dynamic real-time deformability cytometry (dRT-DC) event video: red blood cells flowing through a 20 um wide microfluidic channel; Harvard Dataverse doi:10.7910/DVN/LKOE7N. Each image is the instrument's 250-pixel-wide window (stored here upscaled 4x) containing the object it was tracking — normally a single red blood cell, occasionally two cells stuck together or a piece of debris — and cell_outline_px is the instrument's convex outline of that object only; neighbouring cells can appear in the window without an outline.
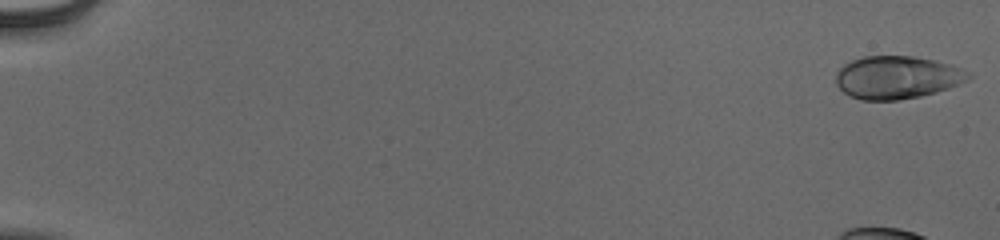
{"species": "human", "species_latin": "Homo sapiens", "temperature_condition": "cold", "stored_images_in_passage": 56, "camera_frame_rate_fps": 3000, "um_per_image_px": 0.085, "donor": {"sex": "male"}, "frame": {"image": 1, "passage_image": 1, "time_ms": 0.0, "image_size_px": [1000, 240], "cell_outline_px": [[972, 76], [968, 80], [960, 84], [936, 92], [920, 96], [900, 100], [860, 100], [848, 96], [836, 84], [836, 72], [844, 64], [852, 60], [864, 56], [916, 56], [936, 60], [952, 64], [972, 72]], "centroid_in_image_um": [76.28, 6.57], "position_along_channel_um": 8.7, "area_um2": 33.52}}
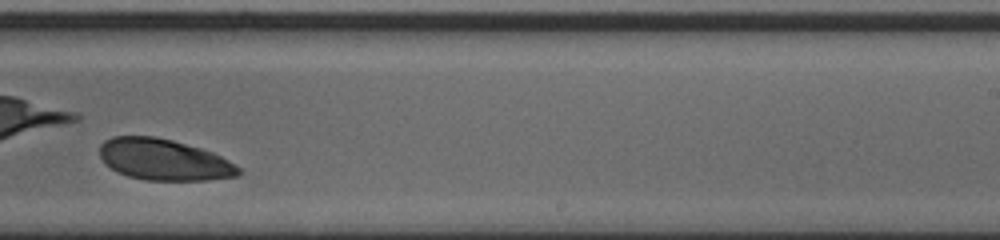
{"frame": {"image": 2, "passage_image": 39, "time_ms": 12.667, "image_size_px": [1000, 240], "cell_outline_px": [[240, 176], [208, 180], [144, 180], [128, 176], [116, 172], [104, 164], [100, 156], [100, 144], [104, 140], [112, 136], [156, 136], [172, 140], [200, 148], [212, 152], [228, 160], [240, 168]], "centroid_in_image_um": [13.9, 13.57], "position_along_channel_um": 275.1, "area_um2": 33.58}}
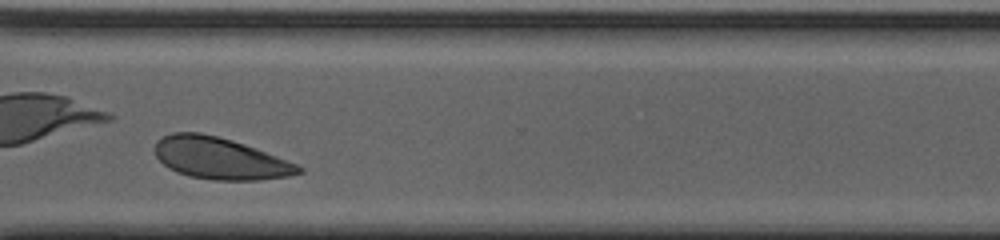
{"frame": {"image": 3, "passage_image": 45, "time_ms": 14.667, "image_size_px": [1000, 240], "cell_outline_px": [[304, 172], [292, 176], [260, 180], [212, 180], [188, 176], [176, 172], [168, 168], [156, 156], [156, 140], [172, 132], [200, 132], [232, 140], [256, 148], [296, 164], [304, 168]], "centroid_in_image_um": [18.71, 13.47], "position_along_channel_um": 351.9, "area_um2": 34.97}, "authors_computed_cell_mechanics": {"area_um2": 33.8419, "velocity_mm_per_s": 3.7991, "shape_relaxation_time_tau1_ms": 1.0694, "shape_relaxation_time_tau2_ms": null, "deformation_change_tau1": 0.0672, "deformation_change_tau2": null}}